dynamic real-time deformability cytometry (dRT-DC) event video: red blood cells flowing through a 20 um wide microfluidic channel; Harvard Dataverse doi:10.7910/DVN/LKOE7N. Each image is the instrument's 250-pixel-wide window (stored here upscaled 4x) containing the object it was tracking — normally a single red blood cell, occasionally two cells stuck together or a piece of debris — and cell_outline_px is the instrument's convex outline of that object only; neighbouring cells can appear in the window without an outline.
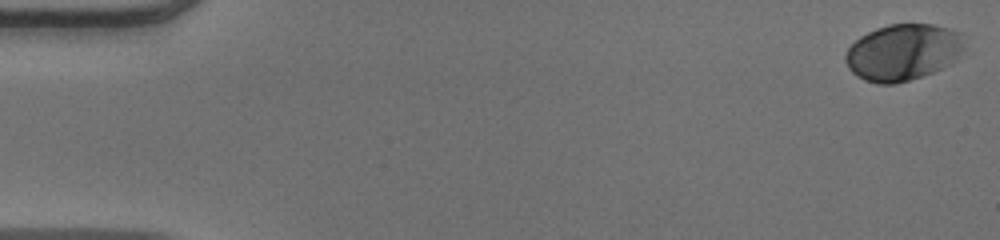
{"species": "human", "species_latin": "Homo sapiens", "temperature_condition": "warm", "stored_images_in_passage": 51, "camera_frame_rate_fps": 3000, "um_per_image_px": 0.085, "donor": {"sex": "male"}, "frame": {"image": 1, "passage_image": 1, "time_ms": 0.0, "image_size_px": [1000, 240], "cell_outline_px": [[964, 48], [956, 60], [952, 64], [932, 72], [896, 84], [876, 84], [864, 80], [856, 76], [848, 68], [844, 60], [844, 56], [848, 48], [860, 36], [876, 28], [888, 24], [932, 24], [948, 28], [960, 32], [964, 44]], "centroid_in_image_um": [76.74, 4.44], "position_along_channel_um": 8.3, "area_um2": 39.36}}
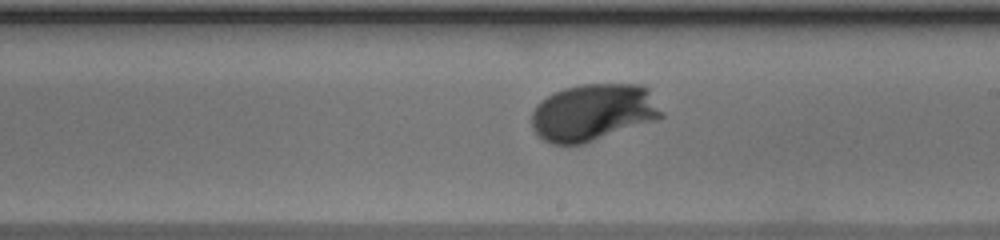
{"frame": {"image": 2, "passage_image": 30, "time_ms": 9.667, "image_size_px": [1000, 240], "cell_outline_px": [[664, 116], [584, 144], [552, 144], [536, 136], [532, 128], [532, 112], [536, 104], [540, 100], [552, 92], [564, 88], [580, 84], [644, 84], [648, 88], [664, 112]], "centroid_in_image_um": [50.39, 9.53], "position_along_channel_um": 238.6, "area_um2": 43.41}}
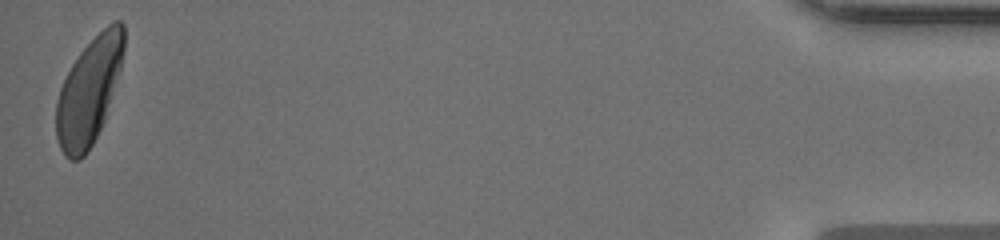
{"frame": {"image": 3, "passage_image": 51, "time_ms": 16.667, "image_size_px": [1000, 240], "cell_outline_px": [[124, 48], [120, 68], [104, 120], [92, 144], [84, 156], [80, 160], [68, 160], [64, 156], [60, 148], [56, 136], [56, 104], [60, 88], [72, 64], [80, 52], [112, 20], [120, 20], [124, 24]], "centroid_in_image_um": [7.55, 7.77], "position_along_channel_um": 427.7, "area_um2": 41.33}, "authors_computed_cell_mechanics": {"area_um2": 40.6912, "velocity_mm_per_s": 3.9856, "shape_relaxation_time_tau1_ms": 1.5803, "shape_relaxation_time_tau2_ms": null, "deformation_change_tau1": 0.1336, "deformation_change_tau2": null}}